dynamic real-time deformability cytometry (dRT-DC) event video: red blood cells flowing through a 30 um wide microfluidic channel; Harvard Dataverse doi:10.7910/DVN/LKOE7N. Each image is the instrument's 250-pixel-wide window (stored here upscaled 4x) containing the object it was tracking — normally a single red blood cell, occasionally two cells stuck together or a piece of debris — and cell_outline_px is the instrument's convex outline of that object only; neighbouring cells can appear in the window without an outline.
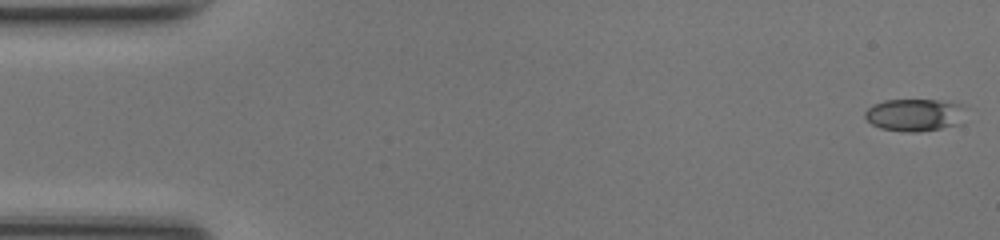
{"species": "common noctule bat (a hibernating species)", "species_latin": "Nyctalus noctula", "temperature_condition": "room temperature", "stored_images_in_passage": 49, "camera_frame_rate_fps": 3000, "um_per_image_px": 0.085, "animal": {"sex": "female", "body_mass_g": 17.0, "forearm_length_mm": 48.0}, "frame": {"image": 1, "passage_image": 1, "time_ms": 0.0, "image_size_px": [1000, 240], "cell_outline_px": [[968, 108], [960, 124], [920, 132], [908, 132], [880, 128], [872, 124], [864, 116], [864, 112], [872, 104], [884, 100], [936, 100], [964, 104]], "centroid_in_image_um": [77.79, 9.76], "position_along_channel_um": 7.2, "area_um2": 19.31}}
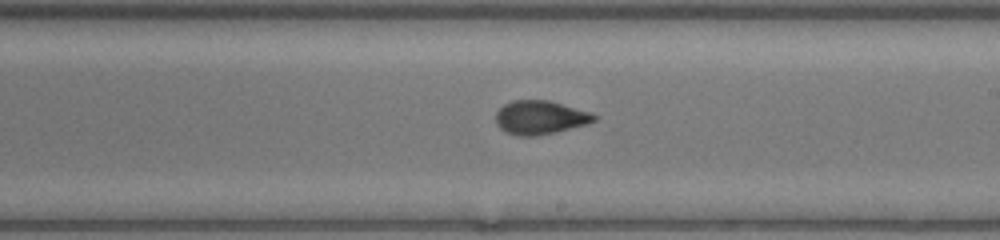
{"frame": {"image": 2, "passage_image": 28, "time_ms": 9.0, "image_size_px": [1000, 240], "cell_outline_px": [[600, 116], [596, 120], [588, 124], [556, 132], [536, 136], [516, 136], [504, 132], [496, 124], [496, 112], [504, 104], [512, 100], [548, 100], [592, 112]], "centroid_in_image_um": [45.93, 9.99], "position_along_channel_um": 243.1, "area_um2": 19.65}}
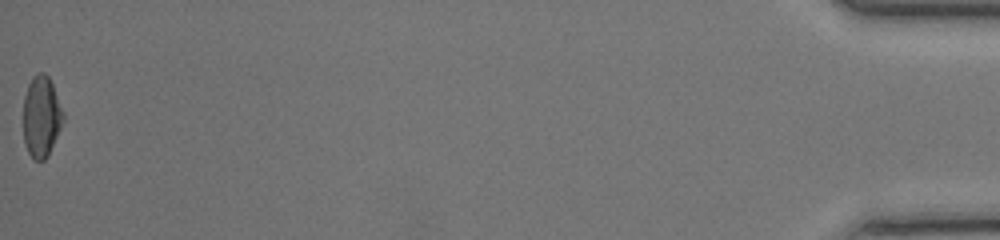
{"frame": {"image": 3, "passage_image": 49, "time_ms": 16.0, "image_size_px": [1000, 240], "cell_outline_px": [[64, 120], [48, 156], [44, 160], [32, 160], [24, 144], [24, 96], [28, 84], [32, 76], [36, 72], [44, 72], [48, 76], [52, 84], [64, 112]], "centroid_in_image_um": [3.51, 9.91], "position_along_channel_um": 431.7, "area_um2": 19.02}, "authors_computed_cell_mechanics": {"area_um2": 19.3052, "velocity_mm_per_s": 4.2628, "shape_relaxation_time_tau1_ms": 10.9357, "shape_relaxation_time_tau2_ms": 1.1766, "deformation_change_tau1": 0.2402, "deformation_change_tau2": 0.0741}}